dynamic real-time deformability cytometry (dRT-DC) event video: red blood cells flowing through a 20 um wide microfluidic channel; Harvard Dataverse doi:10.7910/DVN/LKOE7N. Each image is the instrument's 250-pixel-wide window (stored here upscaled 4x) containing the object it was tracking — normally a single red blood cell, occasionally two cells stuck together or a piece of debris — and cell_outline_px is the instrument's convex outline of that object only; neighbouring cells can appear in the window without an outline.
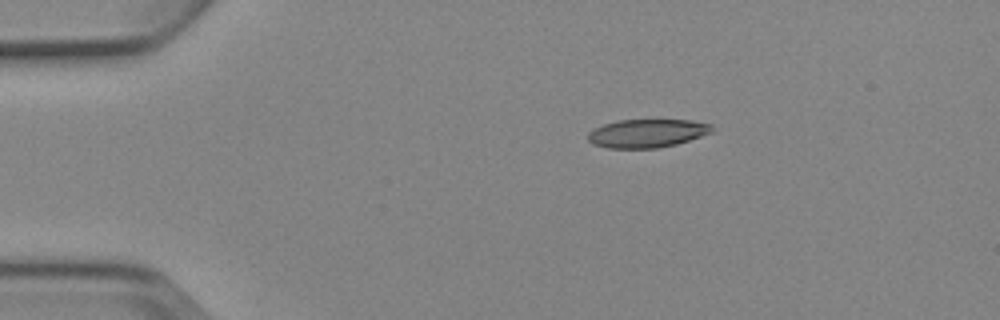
{"species": "Egyptian fruit bat (a non-hibernating species)", "species_latin": "Rousettus aegyptiacus", "temperature_condition": "cold", "stored_images_in_passage": 4, "camera_frame_rate_fps": 3000, "um_per_image_px": 0.085, "animal": {"sex": "female"}, "frame": {"image": 1, "passage_image": 1, "time_ms": 0.0, "image_size_px": [1000, 320], "cell_outline_px": [[716, 128], [712, 132], [676, 144], [656, 148], [608, 148], [592, 144], [588, 140], [588, 132], [592, 128], [616, 120], [692, 120], [712, 124]], "centroid_in_image_um": [54.99, 11.32], "position_along_channel_um": 30.0, "area_um2": 20.63}}
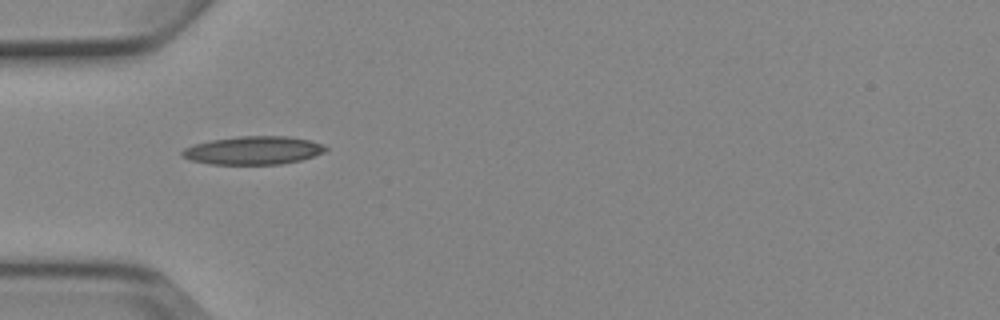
{"frame": {"image": 2, "passage_image": 3, "time_ms": 2.333, "image_size_px": [1000, 320], "cell_outline_px": [[328, 148], [324, 152], [300, 160], [280, 164], [212, 164], [192, 160], [180, 156], [180, 152], [184, 148], [196, 144], [212, 140], [240, 136], [288, 136], [308, 140], [324, 144]], "centroid_in_image_um": [21.53, 12.78], "position_along_channel_um": 63.5, "area_um2": 23.41}}
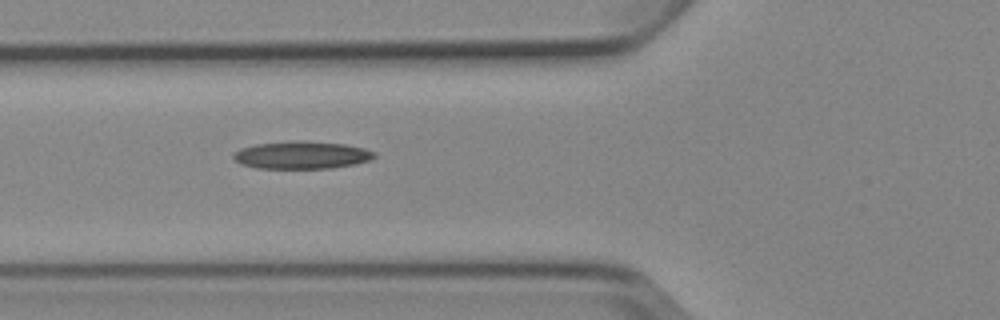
{"frame": {"image": 3, "passage_image": 4, "time_ms": 3.333, "image_size_px": [1000, 320], "cell_outline_px": [[376, 156], [368, 160], [356, 164], [332, 168], [256, 168], [240, 164], [232, 156], [232, 152], [240, 148], [256, 144], [300, 140], [304, 140], [344, 144], [364, 148], [376, 152]], "centroid_in_image_um": [25.63, 13.17], "position_along_channel_um": 100.2, "area_um2": 22.77}}